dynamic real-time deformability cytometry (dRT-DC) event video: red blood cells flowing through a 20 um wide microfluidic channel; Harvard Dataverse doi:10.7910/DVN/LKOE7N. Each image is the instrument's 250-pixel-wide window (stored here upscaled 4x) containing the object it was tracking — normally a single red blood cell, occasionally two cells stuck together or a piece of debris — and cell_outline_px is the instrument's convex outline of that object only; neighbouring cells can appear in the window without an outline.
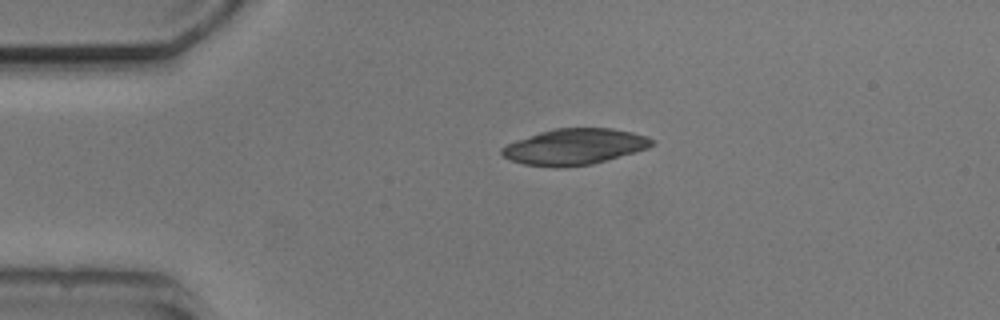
{"species": "common noctule bat (a hibernating species)", "species_latin": "Nyctalus noctula", "temperature_condition": "cold", "stored_images_in_passage": 3, "camera_frame_rate_fps": 3000, "um_per_image_px": 0.085, "animal": {"sex": "male", "body_mass_g": 20.5, "forearm_length_mm": 52.5}, "frame": {"image": 1, "passage_image": 3, "time_ms": 3.667, "image_size_px": [1000, 320], "cell_outline_px": [[656, 144], [648, 148], [636, 152], [592, 164], [564, 168], [560, 168], [524, 164], [512, 160], [504, 156], [500, 152], [500, 148], [516, 140], [540, 132], [556, 128], [612, 128], [632, 132], [648, 136], [656, 140]], "centroid_in_image_um": [48.89, 12.47], "position_along_channel_um": 36.1, "area_um2": 31.62}}